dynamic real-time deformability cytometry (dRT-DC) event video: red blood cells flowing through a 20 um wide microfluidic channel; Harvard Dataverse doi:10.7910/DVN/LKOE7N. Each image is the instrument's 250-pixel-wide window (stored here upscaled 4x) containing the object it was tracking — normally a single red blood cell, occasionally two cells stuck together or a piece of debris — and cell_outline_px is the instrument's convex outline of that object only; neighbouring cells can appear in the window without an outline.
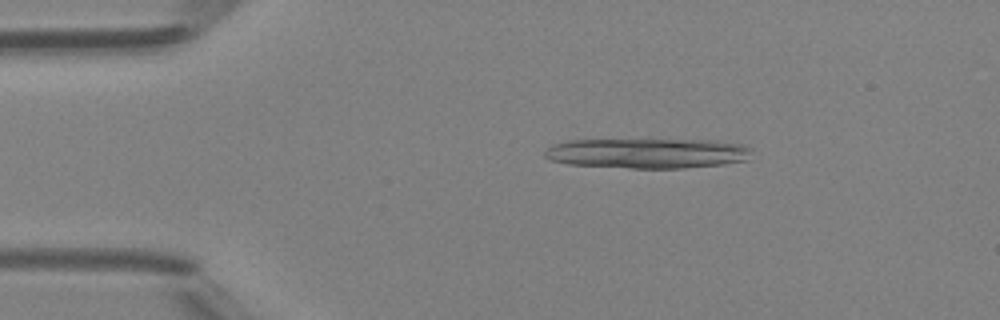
{"species": "Egyptian fruit bat (a non-hibernating species)", "species_latin": "Rousettus aegyptiacus", "temperature_condition": "room temperature", "stored_images_in_passage": 7, "camera_frame_rate_fps": 3000, "um_per_image_px": 0.085, "animal": {"sex": "female"}, "frame": {"image": 1, "passage_image": 3, "time_ms": 0.667, "image_size_px": [1000, 320], "cell_outline_px": [[752, 148], [748, 160], [724, 164], [684, 168], [628, 168], [568, 164], [552, 160], [544, 156], [544, 152], [552, 144], [568, 140], [716, 140], [744, 144]], "centroid_in_image_um": [55.08, 13.02], "position_along_channel_um": 29.9, "area_um2": 36.47}}